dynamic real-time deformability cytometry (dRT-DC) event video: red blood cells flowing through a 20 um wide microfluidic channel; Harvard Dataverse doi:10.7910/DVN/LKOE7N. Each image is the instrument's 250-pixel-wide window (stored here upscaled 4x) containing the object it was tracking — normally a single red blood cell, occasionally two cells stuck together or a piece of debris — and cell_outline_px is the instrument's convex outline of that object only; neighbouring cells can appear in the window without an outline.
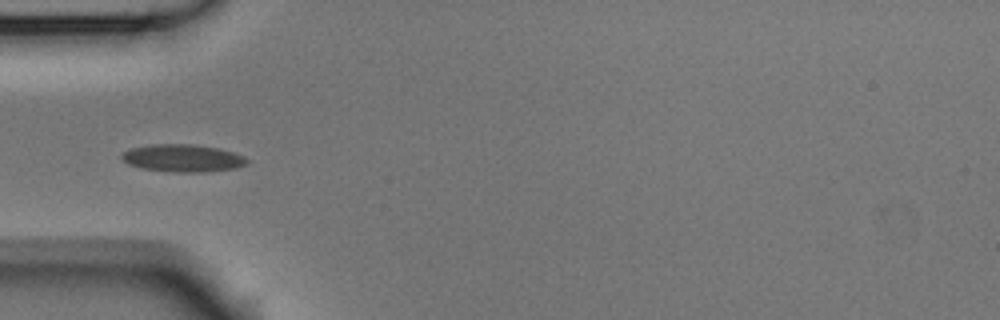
{"species": "Egyptian fruit bat (a non-hibernating species)", "species_latin": "Rousettus aegyptiacus", "temperature_condition": "room temperature", "stored_images_in_passage": 6, "camera_frame_rate_fps": 3000, "um_per_image_px": 0.085, "animal": {"sex": "male"}, "frame": {"image": 1, "passage_image": 5, "time_ms": 1.333, "image_size_px": [1000, 320], "cell_outline_px": [[248, 164], [236, 168], [204, 172], [176, 172], [140, 168], [128, 164], [120, 156], [124, 152], [132, 148], [148, 144], [192, 144], [220, 148], [244, 156], [248, 160]], "centroid_in_image_um": [15.55, 13.44], "position_along_channel_um": 69.5, "area_um2": 20.11}}
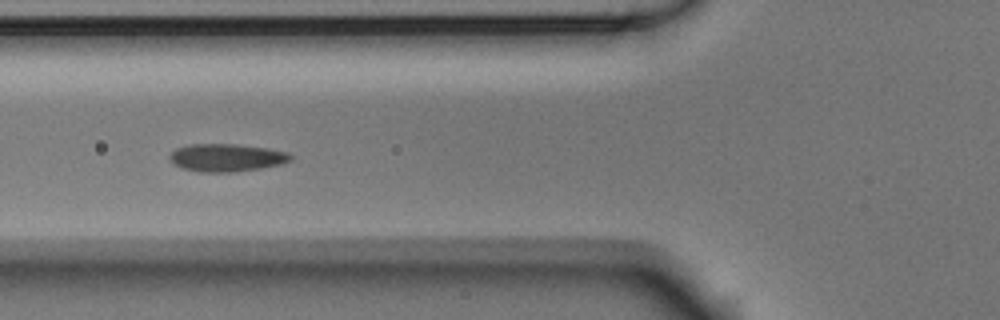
{"frame": {"image": 2, "passage_image": 6, "time_ms": 1.667, "image_size_px": [1000, 320], "cell_outline_px": [[292, 160], [280, 164], [260, 168], [236, 172], [200, 172], [180, 168], [168, 156], [176, 148], [188, 144], [240, 144], [268, 148], [288, 152], [292, 156]], "centroid_in_image_um": [19.27, 13.39], "position_along_channel_um": 106.5, "area_um2": 19.65}}